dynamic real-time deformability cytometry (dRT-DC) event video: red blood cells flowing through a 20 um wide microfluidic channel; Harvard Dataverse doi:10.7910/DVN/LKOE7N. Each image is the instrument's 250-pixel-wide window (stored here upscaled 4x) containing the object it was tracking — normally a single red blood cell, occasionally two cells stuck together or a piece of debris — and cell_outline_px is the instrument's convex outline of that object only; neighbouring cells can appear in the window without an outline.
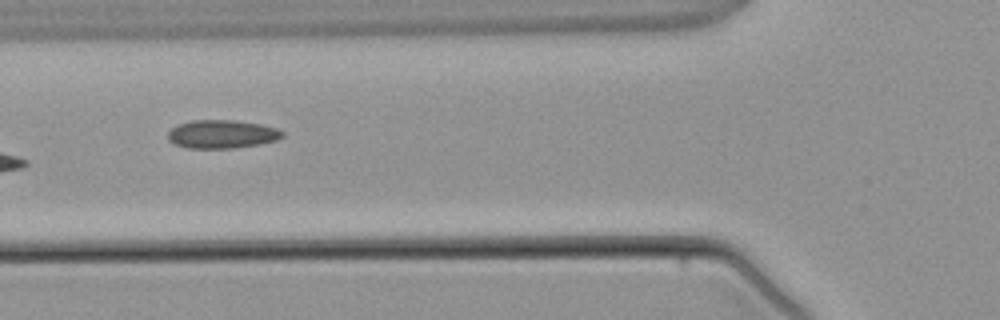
{"species": "common noctule bat (a hibernating species)", "species_latin": "Nyctalus noctula", "temperature_condition": "warm", "stored_images_in_passage": 5, "camera_frame_rate_fps": 3000, "um_per_image_px": 0.085, "animal": {"sex": "male", "body_mass_g": 21.5, "forearm_length_mm": 52.0}, "frame": {"image": 1, "passage_image": 4, "time_ms": 3.667, "image_size_px": [1000, 320], "cell_outline_px": [[284, 136], [276, 140], [260, 144], [236, 148], [188, 148], [176, 144], [168, 140], [168, 132], [176, 124], [192, 120], [232, 120], [260, 124], [276, 128], [284, 132]], "centroid_in_image_um": [18.86, 11.4], "position_along_channel_um": 106.9, "area_um2": 18.96}}
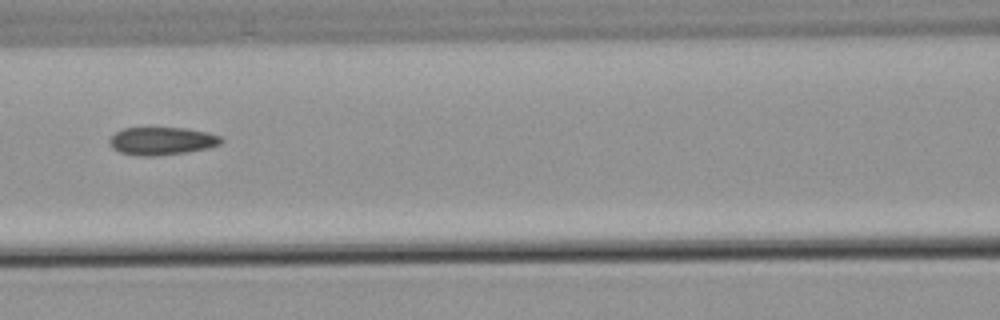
{"frame": {"image": 2, "passage_image": 5, "time_ms": 4.667, "image_size_px": [1000, 320], "cell_outline_px": [[224, 140], [220, 144], [208, 148], [188, 152], [152, 156], [140, 156], [120, 152], [112, 148], [108, 140], [116, 132], [124, 128], [188, 128], [208, 132], [220, 136]], "centroid_in_image_um": [13.78, 11.98], "position_along_channel_um": 152.8, "area_um2": 18.15}}